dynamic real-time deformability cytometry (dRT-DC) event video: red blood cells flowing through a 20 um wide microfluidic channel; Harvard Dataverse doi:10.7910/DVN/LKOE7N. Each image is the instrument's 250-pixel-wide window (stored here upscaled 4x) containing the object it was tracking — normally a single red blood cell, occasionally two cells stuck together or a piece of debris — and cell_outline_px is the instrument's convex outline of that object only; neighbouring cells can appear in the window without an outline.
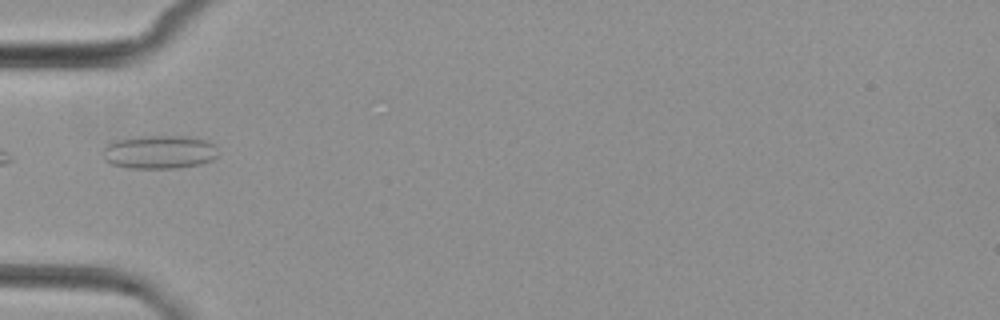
{"species": "common noctule bat (a hibernating species)", "species_latin": "Nyctalus noctula", "temperature_condition": "cold", "stored_images_in_passage": 6, "camera_frame_rate_fps": 3000, "um_per_image_px": 0.085, "animal": {"sex": "female", "body_mass_g": 29.2, "forearm_length_mm": 56.3}, "frame": {"image": 1, "passage_image": 5, "time_ms": 5.667, "image_size_px": [1000, 320], "cell_outline_px": [[216, 156], [212, 160], [200, 164], [176, 168], [128, 168], [112, 164], [104, 160], [100, 152], [108, 144], [116, 140], [140, 136], [184, 136], [208, 140], [216, 144]], "centroid_in_image_um": [13.52, 12.92], "position_along_channel_um": 71.5, "area_um2": 22.66}}